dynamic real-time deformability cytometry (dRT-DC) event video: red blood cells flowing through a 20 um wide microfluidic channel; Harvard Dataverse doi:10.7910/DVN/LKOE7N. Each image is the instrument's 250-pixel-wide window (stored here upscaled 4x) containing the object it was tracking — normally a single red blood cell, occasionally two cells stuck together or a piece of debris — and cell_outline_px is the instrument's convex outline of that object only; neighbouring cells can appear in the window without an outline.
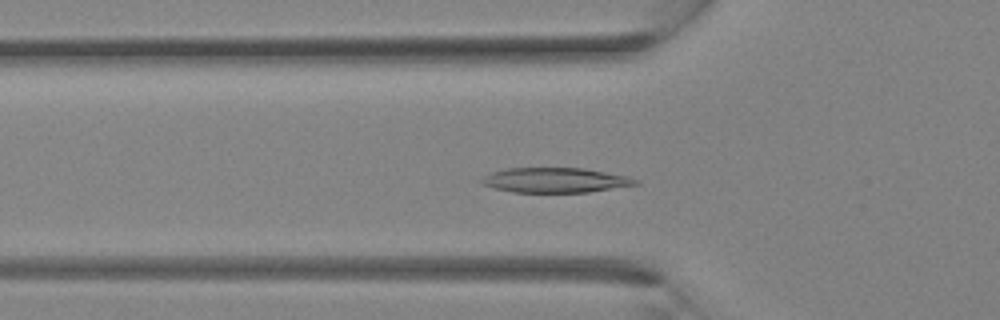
{"species": "Egyptian fruit bat (a non-hibernating species)", "species_latin": "Rousettus aegyptiacus", "temperature_condition": "room temperature", "stored_images_in_passage": 27, "camera_frame_rate_fps": 3000, "um_per_image_px": 0.085, "animal": {"sex": "female"}, "frame": {"image": 1, "passage_image": 4, "time_ms": 1.0, "image_size_px": [1000, 320], "cell_outline_px": [[640, 184], [588, 192], [512, 192], [496, 188], [484, 184], [480, 180], [484, 176], [492, 172], [508, 168], [584, 168], [628, 176], [640, 180]], "centroid_in_image_um": [47.25, 15.31], "position_along_channel_um": 78.6, "area_um2": 22.2}}
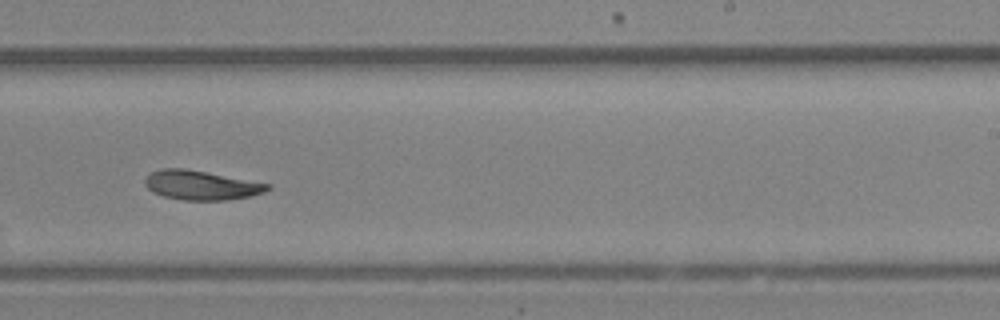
{"frame": {"image": 2, "passage_image": 14, "time_ms": 4.333, "image_size_px": [1000, 320], "cell_outline_px": [[272, 188], [264, 192], [252, 196], [228, 200], [184, 200], [164, 196], [152, 192], [144, 184], [144, 180], [152, 172], [160, 168], [184, 168], [272, 184]], "centroid_in_image_um": [17.13, 15.74], "position_along_channel_um": 271.9, "area_um2": 20.98}}
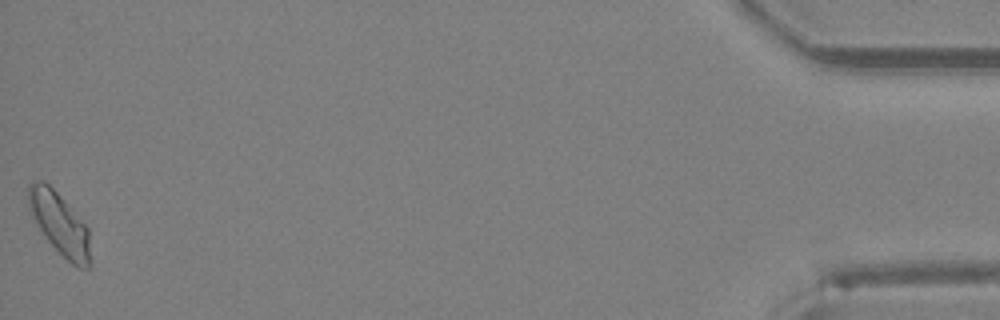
{"frame": {"image": 3, "passage_image": 27, "time_ms": 8.667, "image_size_px": [1000, 320], "cell_outline_px": [[92, 268], [80, 268], [72, 264], [48, 240], [28, 212], [28, 184], [32, 180], [44, 180], [68, 204], [88, 228], [92, 260]], "centroid_in_image_um": [5.08, 19.02], "position_along_channel_um": 430.1, "area_um2": 22.54}}